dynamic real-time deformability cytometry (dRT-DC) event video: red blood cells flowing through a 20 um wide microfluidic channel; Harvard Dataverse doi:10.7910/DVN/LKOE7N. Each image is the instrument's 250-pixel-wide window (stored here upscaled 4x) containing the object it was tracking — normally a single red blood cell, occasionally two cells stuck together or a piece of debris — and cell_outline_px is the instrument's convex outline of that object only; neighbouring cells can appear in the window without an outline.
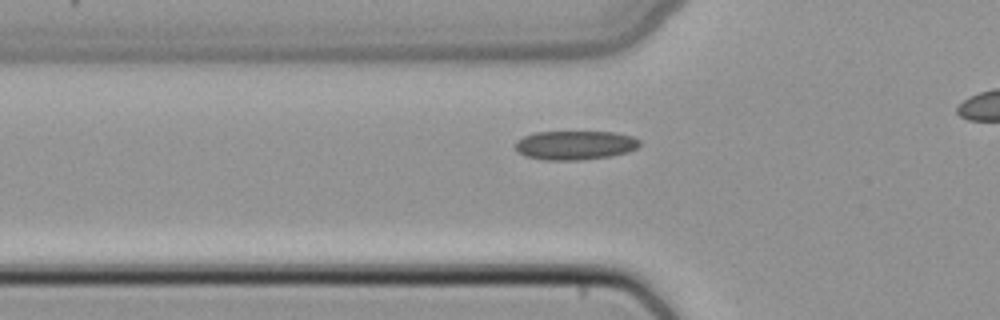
{"species": "common noctule bat (a hibernating species)", "species_latin": "Nyctalus noctula", "temperature_condition": "cold", "stored_images_in_passage": 38, "camera_frame_rate_fps": 3000, "um_per_image_px": 0.085, "animal": {"sex": "female", "body_mass_g": 22.7, "forearm_length_mm": 54.2}, "frame": {"image": 1, "passage_image": 13, "time_ms": 4.0, "image_size_px": [1000, 320], "cell_outline_px": [[640, 144], [636, 148], [628, 152], [612, 156], [580, 160], [544, 160], [524, 156], [516, 152], [516, 140], [524, 136], [536, 132], [616, 132], [632, 136], [640, 140]], "centroid_in_image_um": [48.87, 12.35], "position_along_channel_um": 76.9, "area_um2": 21.21}}
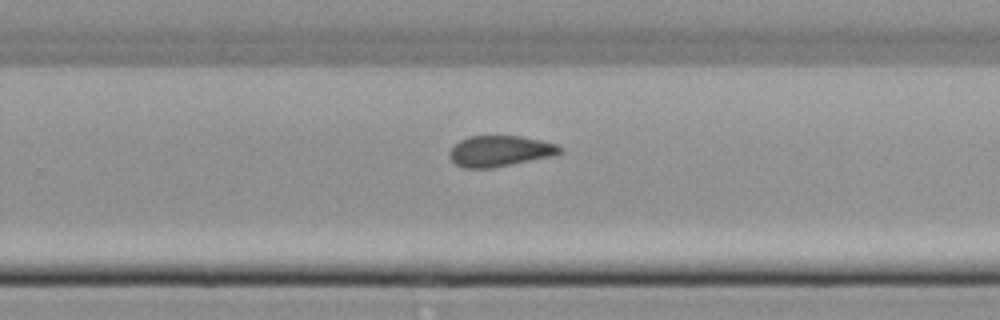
{"frame": {"image": 2, "passage_image": 28, "time_ms": 9.0, "image_size_px": [1000, 320], "cell_outline_px": [[564, 152], [556, 156], [492, 168], [464, 168], [456, 164], [448, 156], [448, 152], [452, 144], [468, 136], [520, 136], [540, 140], [556, 144], [564, 148]], "centroid_in_image_um": [42.51, 12.84], "position_along_channel_um": 287.3, "area_um2": 20.29}}
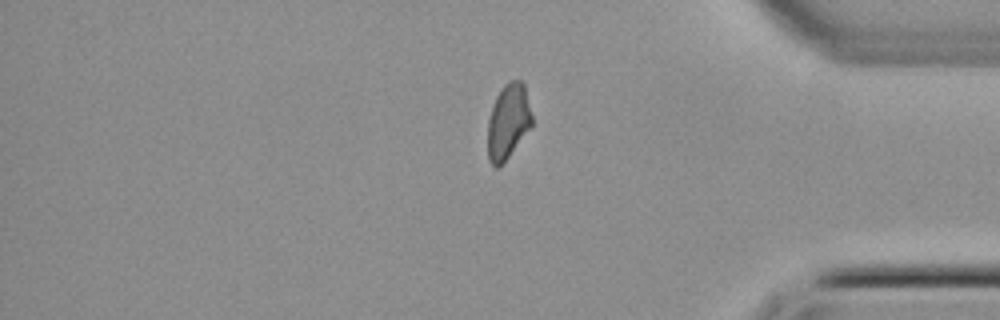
{"frame": {"image": 3, "passage_image": 37, "time_ms": 12.0, "image_size_px": [1000, 320], "cell_outline_px": [[532, 124], [508, 156], [496, 168], [488, 160], [488, 120], [492, 104], [496, 96], [504, 84], [512, 80], [520, 80], [524, 84], [532, 116]], "centroid_in_image_um": [43.17, 10.28], "position_along_channel_um": 392.0, "area_um2": 18.96}}